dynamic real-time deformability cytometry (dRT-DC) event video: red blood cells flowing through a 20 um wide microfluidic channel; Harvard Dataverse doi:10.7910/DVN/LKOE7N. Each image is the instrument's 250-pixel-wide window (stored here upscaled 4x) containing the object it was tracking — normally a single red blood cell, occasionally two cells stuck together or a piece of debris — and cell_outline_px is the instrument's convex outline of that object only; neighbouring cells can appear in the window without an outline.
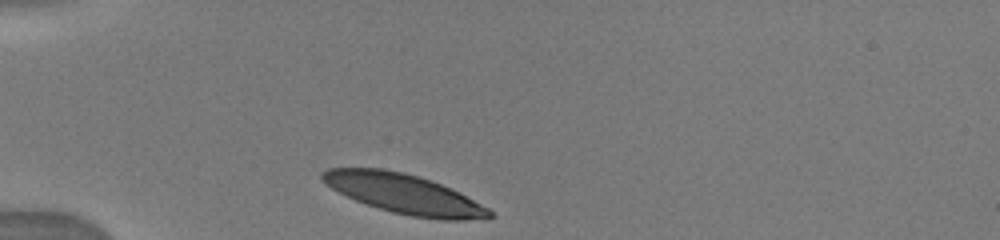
{"species": "human", "species_latin": "Homo sapiens", "temperature_condition": "warm", "stored_images_in_passage": 4, "camera_frame_rate_fps": 3000, "um_per_image_px": 0.085, "donor": {"sex": "male"}, "frame": {"image": 1, "passage_image": 1, "time_ms": 0.0, "image_size_px": [1000, 240], "cell_outline_px": [[492, 216], [464, 220], [440, 220], [412, 216], [392, 212], [356, 200], [332, 188], [320, 180], [320, 172], [328, 168], [384, 168], [404, 172], [432, 180], [488, 208], [492, 212]], "centroid_in_image_um": [34.27, 16.46], "position_along_channel_um": 50.7, "area_um2": 37.92}}
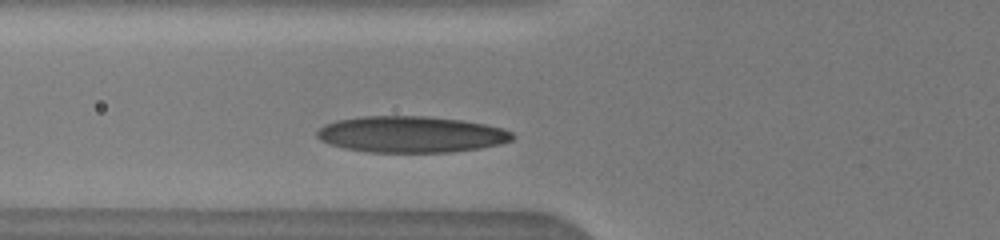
{"frame": {"image": 2, "passage_image": 4, "time_ms": 1.667, "image_size_px": [1000, 240], "cell_outline_px": [[516, 136], [512, 140], [500, 144], [480, 148], [452, 152], [368, 152], [344, 148], [328, 144], [320, 140], [316, 136], [316, 132], [324, 124], [336, 120], [364, 116], [428, 116], [460, 120], [484, 124], [500, 128], [512, 132]], "centroid_in_image_um": [34.91, 11.42], "position_along_channel_um": 90.9, "area_um2": 41.44}}